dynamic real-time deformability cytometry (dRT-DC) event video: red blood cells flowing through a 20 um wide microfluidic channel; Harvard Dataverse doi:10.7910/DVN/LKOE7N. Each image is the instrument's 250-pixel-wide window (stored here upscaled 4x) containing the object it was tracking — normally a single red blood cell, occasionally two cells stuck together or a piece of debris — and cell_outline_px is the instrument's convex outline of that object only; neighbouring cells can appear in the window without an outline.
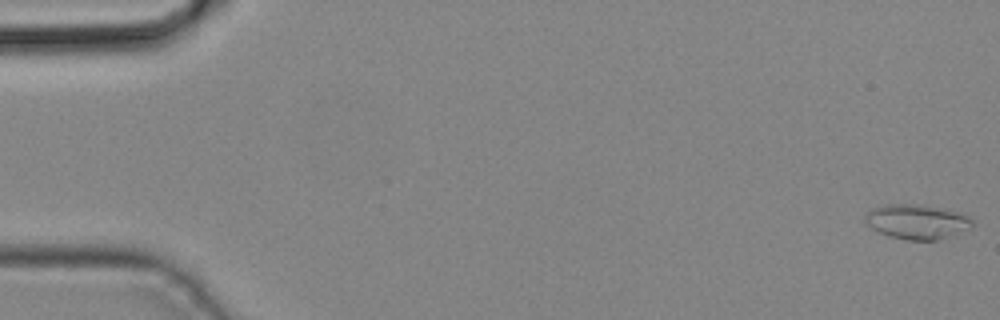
{"species": "common noctule bat (a hibernating species)", "species_latin": "Nyctalus noctula", "temperature_condition": "cold", "stored_images_in_passage": 43, "camera_frame_rate_fps": 3000, "um_per_image_px": 0.085, "animal": {"sex": "male", "body_mass_g": 19.2, "forearm_length_mm": 51.8}, "frame": {"image": 1, "passage_image": 1, "time_ms": 0.0, "image_size_px": [1000, 320], "cell_outline_px": [[972, 228], [936, 240], [908, 240], [888, 236], [872, 228], [868, 224], [864, 216], [872, 208], [888, 204], [916, 204], [960, 212], [972, 220]], "centroid_in_image_um": [77.93, 18.84], "position_along_channel_um": 7.1, "area_um2": 21.33}}
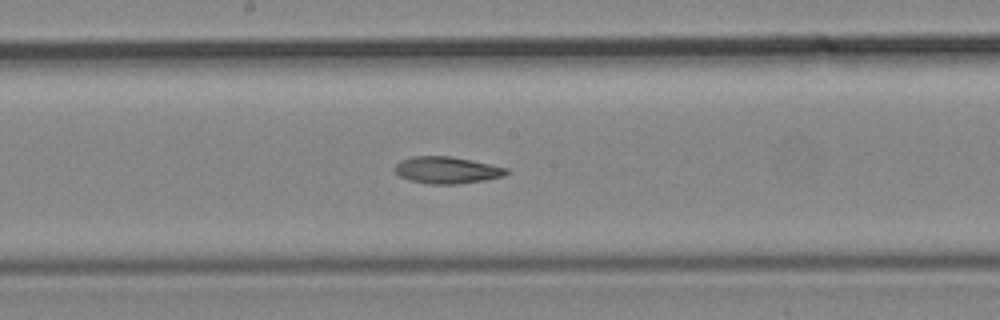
{"frame": {"image": 2, "passage_image": 23, "time_ms": 7.333, "image_size_px": [1000, 320], "cell_outline_px": [[508, 172], [504, 176], [484, 180], [456, 184], [428, 184], [408, 180], [400, 176], [392, 168], [400, 160], [412, 156], [448, 156], [508, 168]], "centroid_in_image_um": [37.92, 14.46], "position_along_channel_um": 210.3, "area_um2": 17.34}}
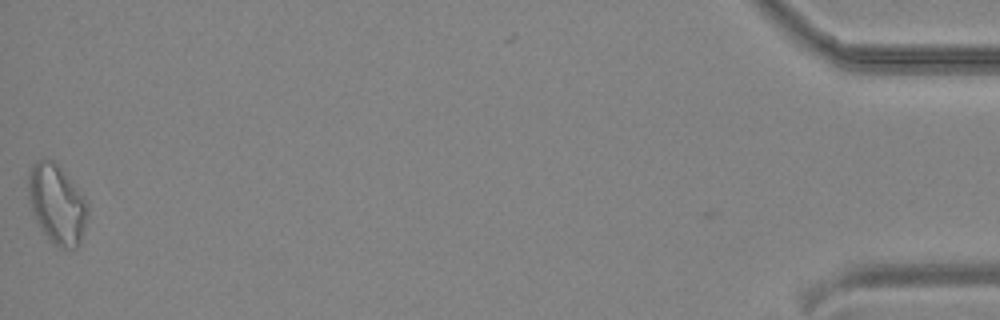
{"frame": {"image": 3, "passage_image": 43, "time_ms": 14.0, "image_size_px": [1000, 320], "cell_outline_px": [[88, 216], [80, 244], [76, 248], [64, 252], [48, 240], [36, 220], [32, 212], [28, 196], [28, 176], [32, 164], [40, 160], [52, 160], [56, 164], [88, 200]], "centroid_in_image_um": [4.86, 17.43], "position_along_channel_um": 430.3, "area_um2": 27.69}}